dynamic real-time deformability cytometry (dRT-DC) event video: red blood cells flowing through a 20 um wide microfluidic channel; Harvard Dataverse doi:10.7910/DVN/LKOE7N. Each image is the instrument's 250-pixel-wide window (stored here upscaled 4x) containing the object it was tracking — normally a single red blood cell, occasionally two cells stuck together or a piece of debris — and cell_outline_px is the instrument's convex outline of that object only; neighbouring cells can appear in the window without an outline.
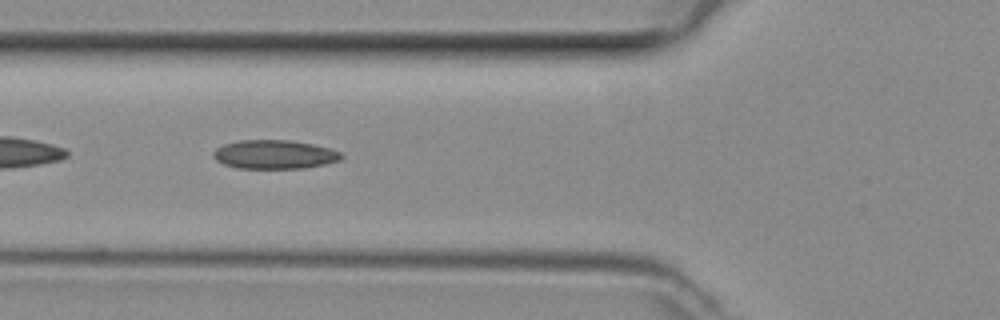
{"species": "common noctule bat (a hibernating species)", "species_latin": "Nyctalus noctula", "temperature_condition": "room temperature", "stored_images_in_passage": 47, "camera_frame_rate_fps": 3000, "um_per_image_px": 0.085, "animal": {"sex": "female", "body_mass_g": 29.2, "forearm_length_mm": 56.3}, "frame": {"image": 1, "passage_image": 17, "time_ms": 5.333, "image_size_px": [1000, 320], "cell_outline_px": [[344, 156], [340, 160], [324, 164], [304, 168], [236, 168], [224, 164], [216, 160], [212, 156], [212, 152], [216, 148], [224, 144], [240, 140], [288, 140], [312, 144], [332, 148], [340, 152]], "centroid_in_image_um": [23.32, 13.12], "position_along_channel_um": 102.5, "area_um2": 21.56}}
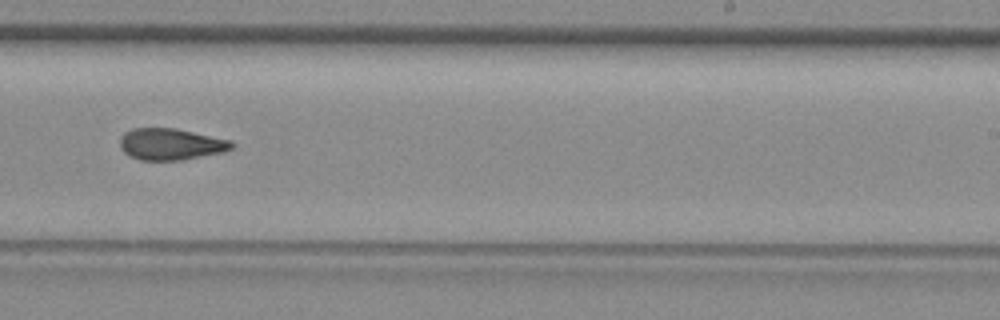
{"frame": {"image": 2, "passage_image": 29, "time_ms": 9.333, "image_size_px": [1000, 320], "cell_outline_px": [[236, 144], [232, 148], [224, 152], [180, 160], [140, 160], [124, 152], [120, 148], [120, 136], [124, 132], [132, 128], [172, 128], [232, 140]], "centroid_in_image_um": [14.52, 12.25], "position_along_channel_um": 274.5, "area_um2": 20.52}}
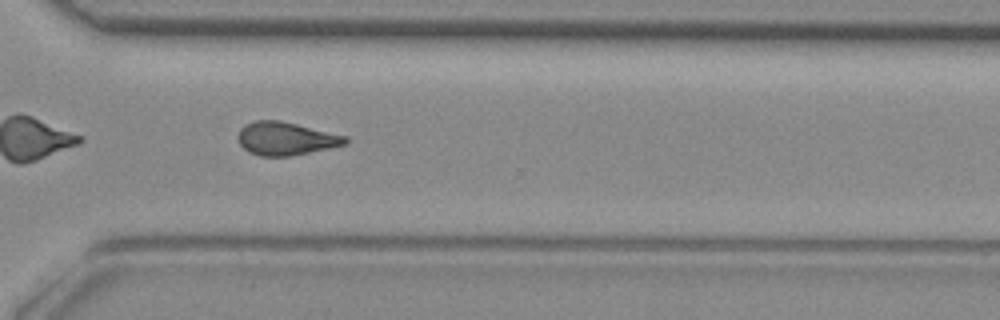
{"frame": {"image": 3, "passage_image": 34, "time_ms": 11.0, "image_size_px": [1000, 320], "cell_outline_px": [[348, 144], [292, 156], [260, 156], [248, 152], [240, 144], [236, 136], [240, 128], [244, 124], [256, 120], [280, 120], [348, 136]], "centroid_in_image_um": [24.29, 11.78], "position_along_channel_um": 346.3, "area_um2": 20.98}}